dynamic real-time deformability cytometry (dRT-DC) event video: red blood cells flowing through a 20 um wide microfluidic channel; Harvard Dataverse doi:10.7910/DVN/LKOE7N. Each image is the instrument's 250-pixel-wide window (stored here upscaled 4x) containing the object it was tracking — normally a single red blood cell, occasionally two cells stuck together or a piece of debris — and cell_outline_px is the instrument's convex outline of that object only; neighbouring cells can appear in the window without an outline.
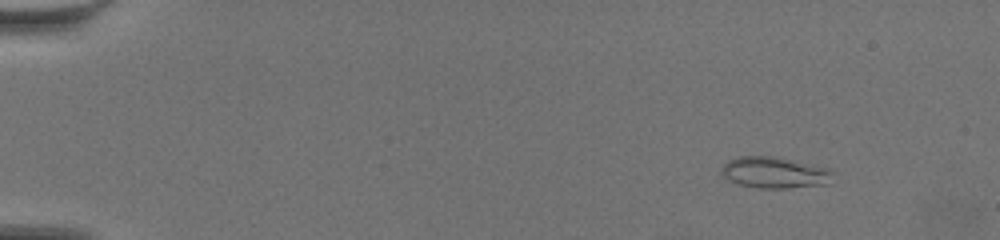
{"species": "common noctule bat (a hibernating species)", "species_latin": "Nyctalus noctula", "temperature_condition": "warm", "stored_images_in_passage": 46, "camera_frame_rate_fps": 3000, "um_per_image_px": 0.085, "animal": {"sex": "female", "body_mass_g": 19.5, "forearm_length_mm": 54.1}, "frame": {"image": 1, "passage_image": 4, "time_ms": 1.0, "image_size_px": [1000, 240], "cell_outline_px": [[836, 172], [832, 184], [788, 188], [756, 188], [736, 184], [724, 180], [720, 172], [720, 168], [728, 160], [740, 156], [780, 156], [828, 168]], "centroid_in_image_um": [65.86, 14.67], "position_along_channel_um": 19.1, "area_um2": 21.21}}
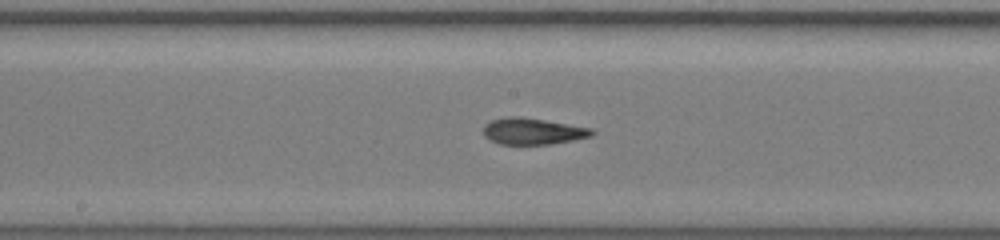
{"frame": {"image": 2, "passage_image": 26, "time_ms": 8.333, "image_size_px": [1000, 240], "cell_outline_px": [[596, 132], [592, 136], [552, 144], [500, 144], [484, 136], [484, 124], [492, 120], [508, 116], [520, 116], [592, 128]], "centroid_in_image_um": [45.3, 11.15], "position_along_channel_um": 202.9, "area_um2": 16.65}}
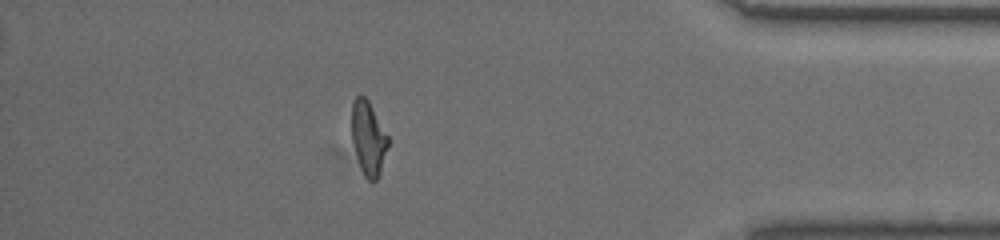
{"frame": {"image": 3, "passage_image": 41, "time_ms": 13.333, "image_size_px": [1000, 240], "cell_outline_px": [[388, 144], [380, 172], [376, 180], [368, 180], [364, 176], [360, 168], [356, 156], [352, 140], [352, 100], [356, 96], [364, 96], [368, 100], [388, 136]], "centroid_in_image_um": [31.29, 11.74], "position_along_channel_um": 403.9, "area_um2": 15.43}, "authors_computed_cell_mechanics": {"area_um2": 16.4152, "velocity_mm_per_s": 3.5496, "shape_relaxation_time_tau1_ms": 9.3349, "shape_relaxation_time_tau2_ms": 2.224, "deformation_change_tau1": 0.3695, "deformation_change_tau2": 0.1234}}